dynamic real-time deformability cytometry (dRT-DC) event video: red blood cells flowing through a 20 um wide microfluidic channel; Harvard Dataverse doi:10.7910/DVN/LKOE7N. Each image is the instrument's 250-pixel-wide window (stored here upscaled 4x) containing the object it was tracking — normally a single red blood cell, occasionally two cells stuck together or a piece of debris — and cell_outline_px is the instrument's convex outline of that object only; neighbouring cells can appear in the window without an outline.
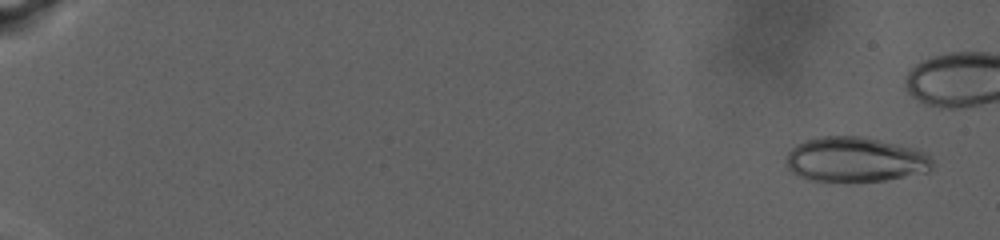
{"species": "human", "species_latin": "Homo sapiens", "temperature_condition": "warm", "stored_images_in_passage": 77, "camera_frame_rate_fps": 3000, "um_per_image_px": 0.085, "donor": {"sex": "male"}, "frame": {"image": 1, "passage_image": 5, "time_ms": 1.333, "image_size_px": [1000, 240], "cell_outline_px": [[924, 160], [904, 172], [896, 176], [876, 180], [824, 180], [808, 176], [800, 172], [792, 164], [792, 152], [796, 148], [812, 140], [860, 140], [916, 156]], "centroid_in_image_um": [72.3, 13.64], "position_along_channel_um": 12.7, "area_um2": 29.19}}
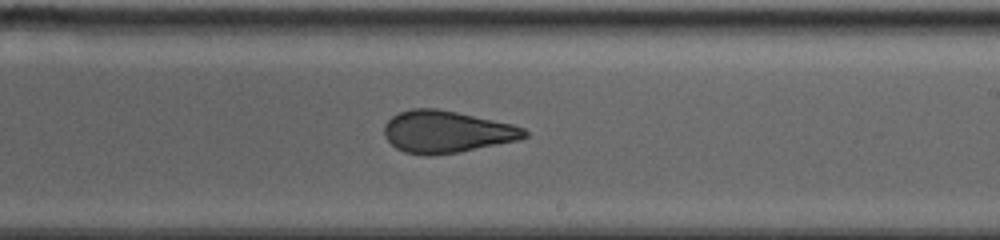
{"frame": {"image": 2, "passage_image": 55, "time_ms": 18.0, "image_size_px": [1000, 240], "cell_outline_px": [[528, 136], [512, 140], [456, 152], [408, 152], [396, 148], [388, 140], [384, 132], [384, 128], [388, 120], [392, 116], [400, 112], [416, 108], [432, 108], [452, 112], [508, 124], [524, 128], [528, 132]], "centroid_in_image_um": [37.9, 11.16], "position_along_channel_um": 251.1, "area_um2": 32.25}}
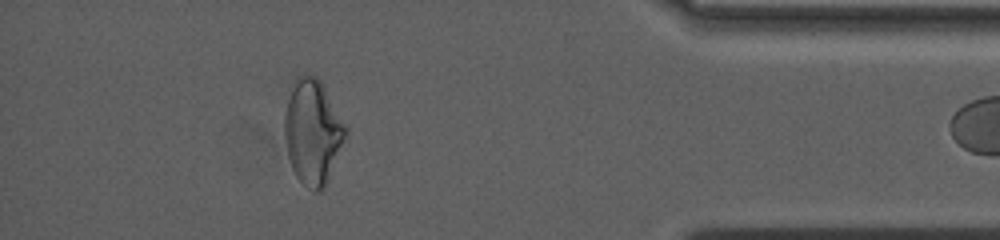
{"frame": {"image": 3, "passage_image": 76, "time_ms": 25.0, "image_size_px": [1000, 240], "cell_outline_px": [[344, 132], [324, 180], [320, 188], [316, 188], [296, 172], [288, 156], [284, 124], [288, 104], [292, 92], [296, 84], [300, 80], [308, 76], [316, 80], [320, 84], [344, 128]], "centroid_in_image_um": [26.49, 11.16], "position_along_channel_um": 408.7, "area_um2": 32.02}}